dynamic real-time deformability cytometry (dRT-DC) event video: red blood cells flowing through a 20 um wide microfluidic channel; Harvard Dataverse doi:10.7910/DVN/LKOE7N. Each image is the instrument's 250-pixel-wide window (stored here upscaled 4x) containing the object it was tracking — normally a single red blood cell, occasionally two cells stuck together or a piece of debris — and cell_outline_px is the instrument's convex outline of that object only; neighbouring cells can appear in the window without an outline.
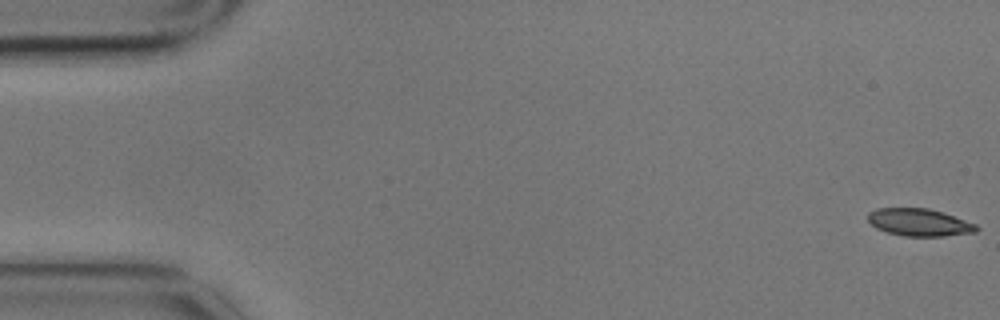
{"species": "common noctule bat (a hibernating species)", "species_latin": "Nyctalus noctula", "temperature_condition": "cold", "stored_images_in_passage": 5, "camera_frame_rate_fps": 3000, "um_per_image_px": 0.085, "animal": {"sex": "male", "body_mass_g": 17.9}, "frame": {"image": 1, "passage_image": 1, "time_ms": 0.0, "image_size_px": [1000, 320], "cell_outline_px": [[980, 228], [976, 232], [944, 236], [904, 236], [888, 232], [876, 228], [868, 220], [868, 212], [876, 208], [928, 208], [976, 224]], "centroid_in_image_um": [78.12, 18.9], "position_along_channel_um": 6.9, "area_um2": 17.17}}